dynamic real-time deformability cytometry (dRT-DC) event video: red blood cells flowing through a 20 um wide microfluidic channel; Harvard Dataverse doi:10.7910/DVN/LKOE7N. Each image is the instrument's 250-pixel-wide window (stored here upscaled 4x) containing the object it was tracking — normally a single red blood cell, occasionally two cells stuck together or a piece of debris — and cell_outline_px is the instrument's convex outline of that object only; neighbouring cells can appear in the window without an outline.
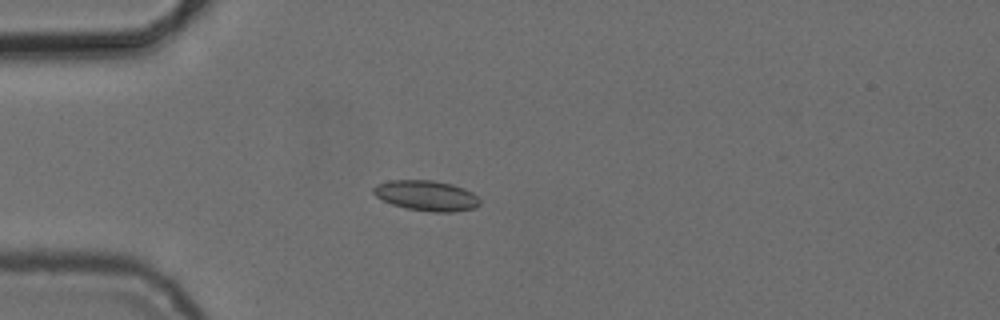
{"species": "common noctule bat (a hibernating species)", "species_latin": "Nyctalus noctula", "temperature_condition": "cold", "stored_images_in_passage": 5, "camera_frame_rate_fps": 3000, "um_per_image_px": 0.085, "animal": {"sex": "female", "body_mass_g": 24.6, "forearm_length_mm": 56.2}, "frame": {"image": 1, "passage_image": 4, "time_ms": 3.667, "image_size_px": [1000, 320], "cell_outline_px": [[480, 204], [476, 208], [452, 212], [432, 212], [408, 208], [392, 204], [376, 196], [372, 192], [372, 188], [376, 184], [388, 180], [432, 180], [452, 184], [464, 188], [472, 192], [480, 200]], "centroid_in_image_um": [36.25, 16.62], "position_along_channel_um": 48.8, "area_um2": 18.84}}